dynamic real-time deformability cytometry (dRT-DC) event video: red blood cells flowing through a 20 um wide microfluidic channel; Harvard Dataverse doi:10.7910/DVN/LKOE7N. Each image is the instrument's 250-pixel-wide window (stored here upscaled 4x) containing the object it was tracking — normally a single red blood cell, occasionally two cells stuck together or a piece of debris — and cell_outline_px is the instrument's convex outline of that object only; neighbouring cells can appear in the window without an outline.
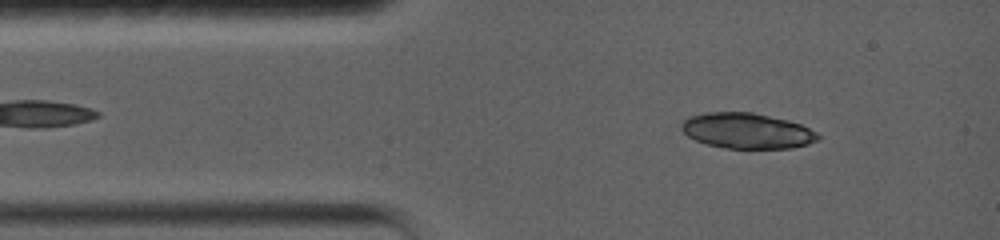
{"species": "common noctule bat (a hibernating species)", "species_latin": "Nyctalus noctula", "temperature_condition": "warm", "stored_images_in_passage": 13, "camera_frame_rate_fps": 5000, "um_per_image_px": 0.085, "animal": {"sex": "female", "body_mass_g": 19.0, "forearm_length_mm": 56.7}, "frame": {"image": 1, "passage_image": 8, "time_ms": 1.4, "image_size_px": [1000, 240], "cell_outline_px": [[820, 140], [808, 144], [792, 148], [724, 148], [708, 144], [696, 140], [688, 136], [680, 128], [680, 124], [688, 116], [704, 112], [752, 112], [788, 120], [800, 124], [816, 132], [820, 136]], "centroid_in_image_um": [63.48, 11.11], "position_along_channel_um": 21.5, "area_um2": 28.32}}